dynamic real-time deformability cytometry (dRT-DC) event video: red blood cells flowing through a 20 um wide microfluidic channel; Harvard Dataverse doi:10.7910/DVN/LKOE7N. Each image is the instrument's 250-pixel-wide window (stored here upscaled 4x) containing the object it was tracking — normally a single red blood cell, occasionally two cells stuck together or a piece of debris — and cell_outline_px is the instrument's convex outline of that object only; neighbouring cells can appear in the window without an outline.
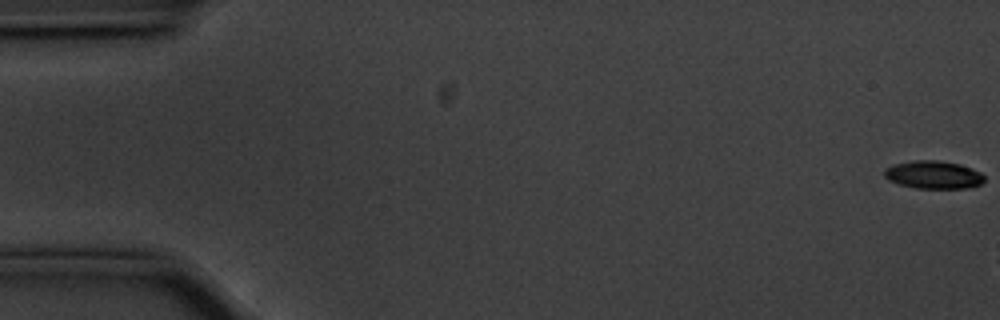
{"species": "common noctule bat (a hibernating species)", "species_latin": "Nyctalus noctula", "temperature_condition": "cold", "stored_images_in_passage": 7, "camera_frame_rate_fps": 3000, "um_per_image_px": 0.085, "animal": {"sex": "male", "body_mass_g": 20.1, "forearm_length_mm": 53.5}, "frame": {"image": 1, "passage_image": 1, "time_ms": 0.0, "image_size_px": [1000, 320], "cell_outline_px": [[984, 180], [980, 184], [968, 188], [916, 188], [900, 184], [888, 180], [884, 176], [884, 168], [896, 164], [916, 160], [936, 160], [960, 164], [972, 168], [980, 172], [984, 176]], "centroid_in_image_um": [79.34, 14.85], "position_along_channel_um": 5.7, "area_um2": 16.18}}